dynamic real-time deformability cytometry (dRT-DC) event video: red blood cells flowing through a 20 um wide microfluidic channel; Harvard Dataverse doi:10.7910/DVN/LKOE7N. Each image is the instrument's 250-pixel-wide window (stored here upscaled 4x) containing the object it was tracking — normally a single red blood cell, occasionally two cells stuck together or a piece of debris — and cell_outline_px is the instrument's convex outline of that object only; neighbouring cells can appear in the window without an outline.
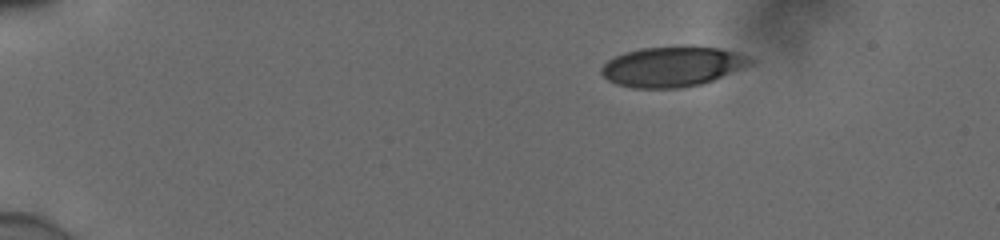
{"species": "human", "species_latin": "Homo sapiens", "temperature_condition": "cold", "stored_images_in_passage": 46, "camera_frame_rate_fps": 3000, "um_per_image_px": 0.085, "donor": {"sex": "male"}, "frame": {"image": 1, "passage_image": 1, "time_ms": 0.0, "image_size_px": [1000, 240], "cell_outline_px": [[756, 60], [752, 64], [712, 80], [700, 84], [680, 88], [632, 88], [616, 84], [608, 80], [600, 72], [600, 68], [608, 60], [624, 52], [640, 48], [688, 44], [692, 44], [720, 48], [736, 52], [748, 56]], "centroid_in_image_um": [57.16, 5.62], "position_along_channel_um": 27.8, "area_um2": 35.43}}
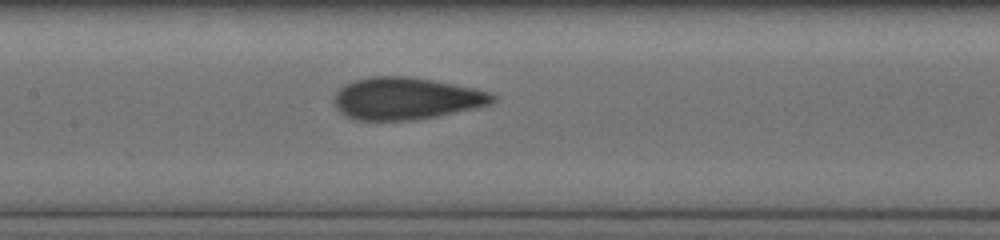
{"frame": {"image": 2, "passage_image": 20, "time_ms": 6.333, "image_size_px": [1000, 240], "cell_outline_px": [[496, 100], [488, 104], [472, 108], [436, 116], [412, 120], [352, 120], [344, 116], [336, 108], [336, 92], [344, 84], [352, 80], [368, 76], [408, 76], [432, 80], [492, 92], [496, 96]], "centroid_in_image_um": [34.46, 8.36], "position_along_channel_um": 172.9, "area_um2": 38.73}}
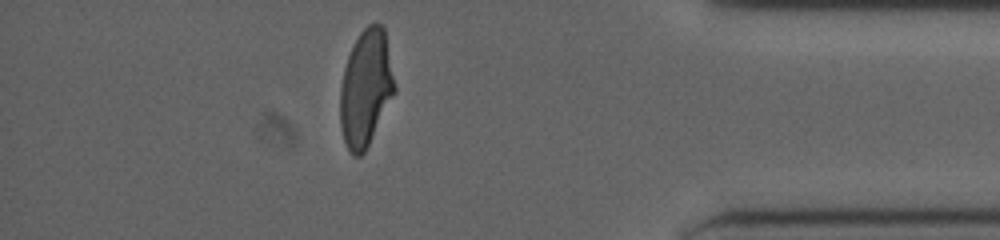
{"frame": {"image": 3, "passage_image": 40, "time_ms": 13.0, "image_size_px": [1000, 240], "cell_outline_px": [[396, 92], [364, 152], [360, 156], [352, 156], [344, 140], [340, 124], [340, 88], [344, 68], [348, 56], [360, 32], [368, 24], [380, 24], [384, 28], [396, 88]], "centroid_in_image_um": [31.09, 7.5], "position_along_channel_um": 404.1, "area_um2": 36.7}, "authors_computed_cell_mechanics": {"area_um2": 37.6567, "velocity_mm_per_s": 3.9001, "shape_relaxation_time_tau1_ms": 5.5984, "shape_relaxation_time_tau2_ms": 0.777, "deformation_change_tau1": 0.1708, "deformation_change_tau2": 0.066}}